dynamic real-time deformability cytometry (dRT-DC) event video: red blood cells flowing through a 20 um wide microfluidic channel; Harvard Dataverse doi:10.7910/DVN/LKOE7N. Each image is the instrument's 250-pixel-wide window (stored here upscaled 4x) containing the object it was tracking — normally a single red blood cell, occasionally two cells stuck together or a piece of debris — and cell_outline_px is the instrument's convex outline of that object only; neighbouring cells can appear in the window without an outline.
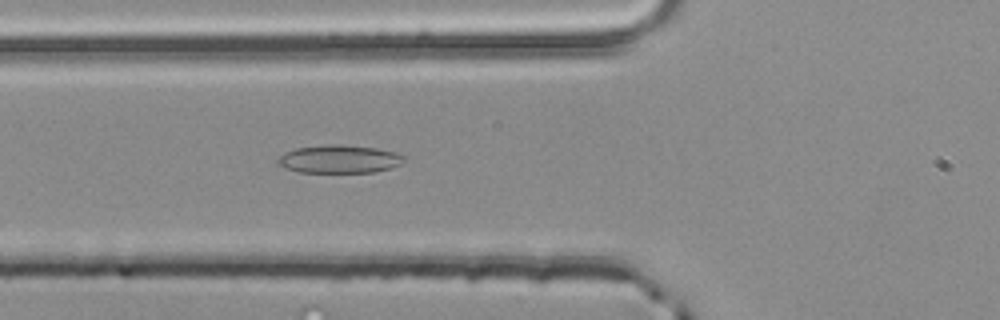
{"species": "common noctule bat (a hibernating species)", "species_latin": "Nyctalus noctula", "temperature_condition": "room temperature", "stored_images_in_passage": 33, "camera_frame_rate_fps": 3000, "um_per_image_px": 0.085, "animal": {"sex": "male", "body_mass_g": 20.4}, "frame": {"image": 1, "passage_image": 3, "time_ms": 0.667, "image_size_px": [1000, 320], "cell_outline_px": [[408, 156], [400, 164], [392, 168], [372, 172], [300, 172], [288, 168], [280, 164], [276, 160], [284, 152], [296, 148], [328, 144], [340, 144], [376, 148], [396, 152]], "centroid_in_image_um": [28.89, 13.51], "position_along_channel_um": 96.9, "area_um2": 20.63}}
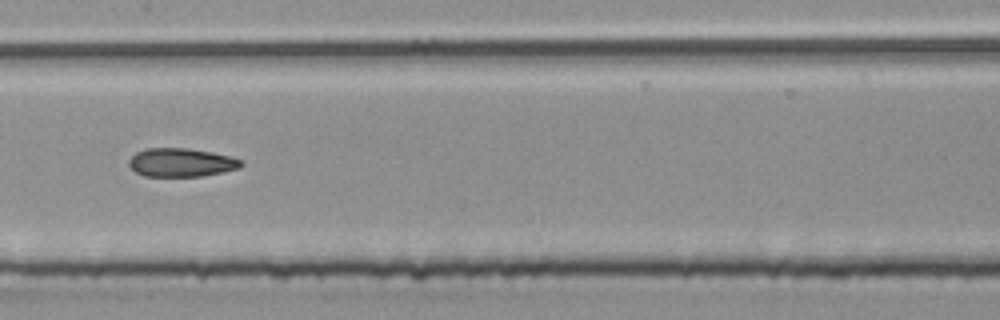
{"frame": {"image": 2, "passage_image": 10, "time_ms": 3.0, "image_size_px": [1000, 320], "cell_outline_px": [[244, 164], [240, 168], [200, 176], [144, 176], [136, 172], [128, 164], [128, 160], [136, 152], [144, 148], [188, 148], [212, 152], [244, 160]], "centroid_in_image_um": [15.4, 13.8], "position_along_channel_um": 192.0, "area_um2": 18.67}}
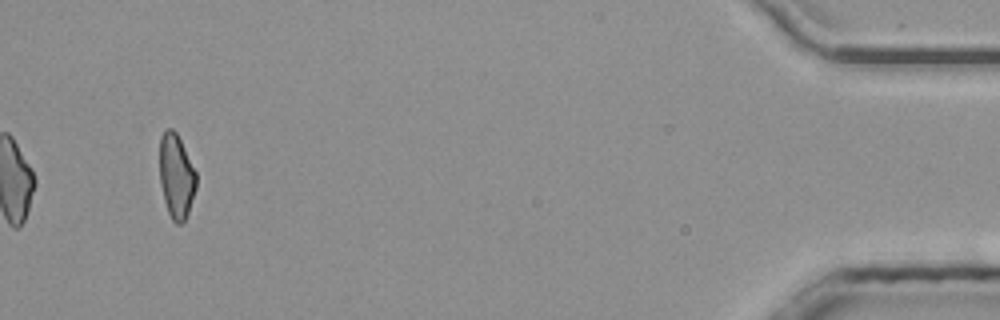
{"frame": {"image": 3, "passage_image": 33, "time_ms": 10.667, "image_size_px": [1000, 320], "cell_outline_px": [[196, 188], [188, 212], [184, 220], [180, 224], [176, 224], [172, 220], [168, 212], [164, 200], [160, 184], [160, 136], [164, 128], [172, 128], [176, 132], [196, 172]], "centroid_in_image_um": [14.97, 14.96], "position_along_channel_um": 420.2, "area_um2": 17.92}, "authors_computed_cell_mechanics": {"area_um2": 19.1318, "velocity_mm_per_s": 4.037, "shape_relaxation_time_tau1_ms": 5.9147, "shape_relaxation_time_tau2_ms": 1.8326, "deformation_change_tau1": 0.155, "deformation_change_tau2": 0.0918}}